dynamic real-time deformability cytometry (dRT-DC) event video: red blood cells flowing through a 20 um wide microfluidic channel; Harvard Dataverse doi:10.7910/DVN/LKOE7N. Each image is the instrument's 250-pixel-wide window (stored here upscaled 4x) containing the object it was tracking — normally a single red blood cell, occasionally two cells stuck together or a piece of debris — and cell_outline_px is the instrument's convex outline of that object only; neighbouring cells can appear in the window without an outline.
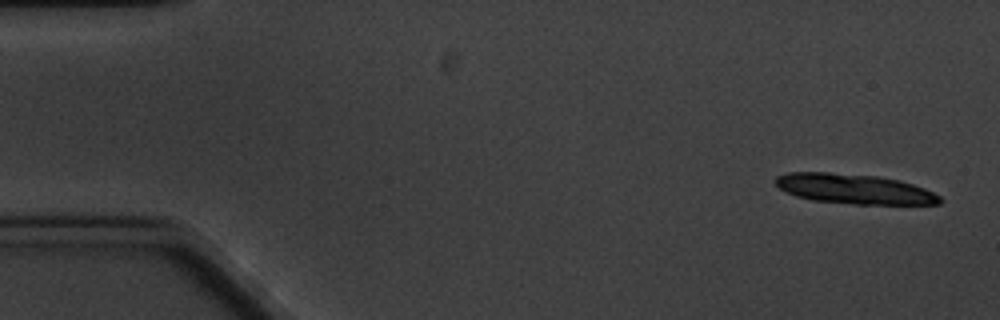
{"species": "common noctule bat (a hibernating species)", "species_latin": "Nyctalus noctula", "temperature_condition": "cold", "stored_images_in_passage": 9, "segment_of_instrument_passage": [1, 2], "camera_frame_rate_fps": 3000, "um_per_image_px": 0.085, "animal": {"sex": "male", "body_mass_g": 20.1, "forearm_length_mm": 53.5}, "frame": {"image": 1, "passage_image": 1, "time_ms": 0.0, "image_size_px": [1000, 320], "cell_outline_px": [[944, 200], [940, 204], [856, 204], [812, 200], [796, 196], [784, 192], [772, 180], [776, 176], [788, 172], [828, 172], [880, 176], [900, 180], [924, 188], [940, 196]], "centroid_in_image_um": [72.59, 16.05], "position_along_channel_um": 12.4, "area_um2": 28.84}}